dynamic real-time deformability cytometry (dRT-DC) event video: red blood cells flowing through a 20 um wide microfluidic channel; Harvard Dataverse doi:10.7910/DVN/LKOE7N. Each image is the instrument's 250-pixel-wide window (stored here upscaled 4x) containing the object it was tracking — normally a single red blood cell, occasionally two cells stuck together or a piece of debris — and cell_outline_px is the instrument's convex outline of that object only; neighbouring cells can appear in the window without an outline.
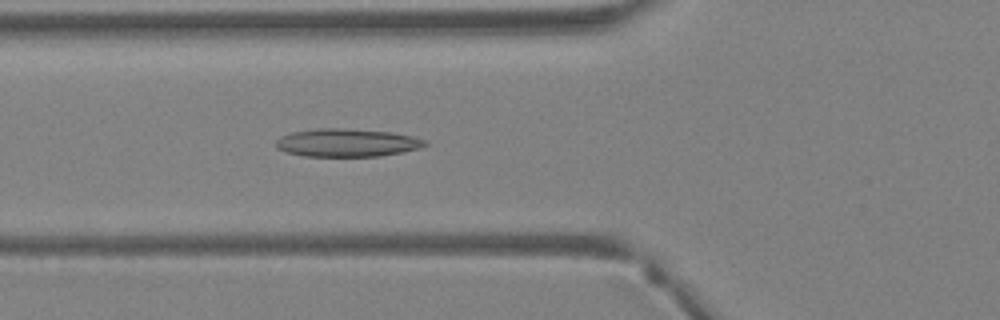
{"species": "Egyptian fruit bat (a non-hibernating species)", "species_latin": "Rousettus aegyptiacus", "temperature_condition": "warm", "stored_images_in_passage": 28, "camera_frame_rate_fps": 3000, "um_per_image_px": 0.085, "animal": {"sex": "female"}, "frame": {"image": 1, "passage_image": 3, "time_ms": 0.667, "image_size_px": [1000, 320], "cell_outline_px": [[428, 144], [420, 148], [404, 152], [380, 156], [304, 156], [284, 152], [276, 148], [276, 140], [280, 136], [292, 132], [316, 128], [340, 128], [392, 132], [412, 136], [424, 140]], "centroid_in_image_um": [29.46, 12.13], "position_along_channel_um": 96.3, "area_um2": 24.45}}
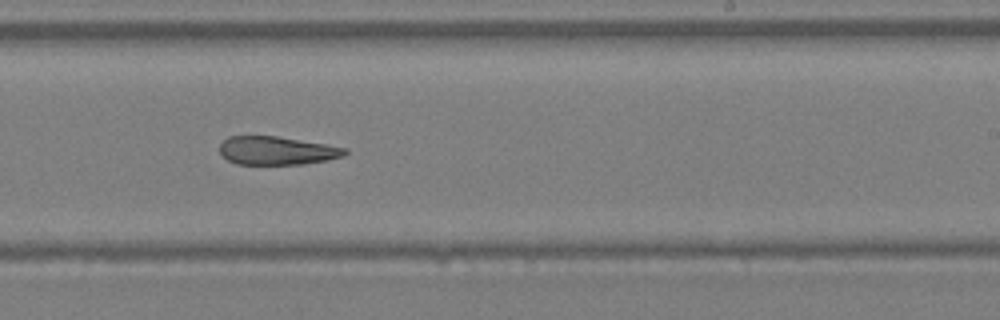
{"frame": {"image": 2, "passage_image": 13, "time_ms": 4.0, "image_size_px": [1000, 320], "cell_outline_px": [[348, 152], [344, 156], [328, 160], [304, 164], [236, 164], [228, 160], [220, 152], [220, 144], [228, 136], [276, 136], [348, 148]], "centroid_in_image_um": [23.55, 12.81], "position_along_channel_um": 265.5, "area_um2": 20.63}}
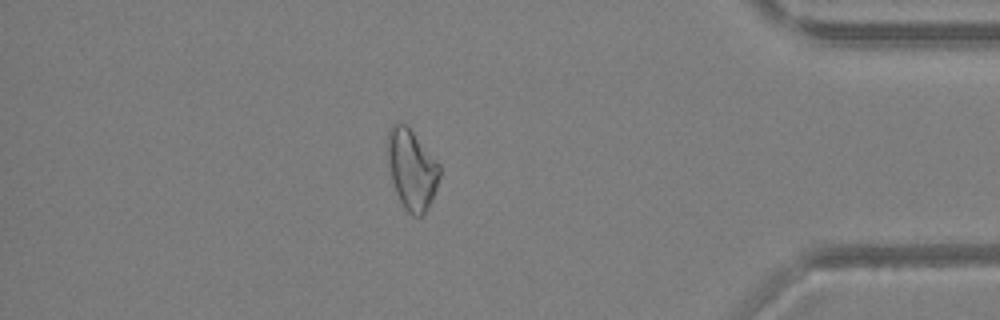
{"frame": {"image": 3, "passage_image": 23, "time_ms": 7.333, "image_size_px": [1000, 320], "cell_outline_px": [[440, 176], [436, 188], [424, 216], [412, 216], [404, 208], [396, 192], [392, 180], [388, 164], [384, 144], [388, 128], [396, 120], [400, 120], [408, 124], [440, 164]], "centroid_in_image_um": [34.95, 14.29], "position_along_channel_um": 400.2, "area_um2": 25.2}}